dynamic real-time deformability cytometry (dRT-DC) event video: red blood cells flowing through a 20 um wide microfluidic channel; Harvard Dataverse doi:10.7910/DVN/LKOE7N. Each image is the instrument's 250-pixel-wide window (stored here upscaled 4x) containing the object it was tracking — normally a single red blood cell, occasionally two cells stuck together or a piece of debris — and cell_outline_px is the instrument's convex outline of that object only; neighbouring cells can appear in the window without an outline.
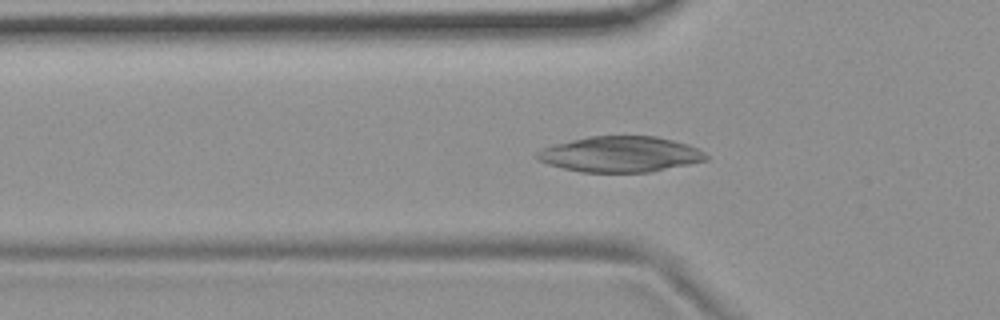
{"species": "common noctule bat (a hibernating species)", "species_latin": "Nyctalus noctula", "temperature_condition": "room temperature", "stored_images_in_passage": 54, "camera_frame_rate_fps": 3000, "um_per_image_px": 0.085, "animal": {"sex": "female", "body_mass_g": 19.9}, "frame": {"image": 1, "passage_image": 18, "time_ms": 5.667, "image_size_px": [1000, 320], "cell_outline_px": [[708, 160], [652, 172], [580, 172], [548, 164], [536, 160], [536, 152], [552, 144], [588, 136], [656, 136], [688, 144], [704, 152], [708, 156]], "centroid_in_image_um": [52.72, 13.11], "position_along_channel_um": 73.1, "area_um2": 35.26}}
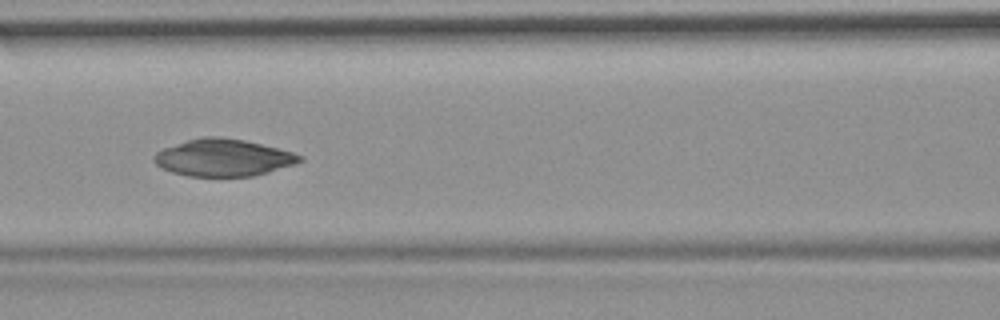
{"frame": {"image": 2, "passage_image": 24, "time_ms": 7.667, "image_size_px": [1000, 320], "cell_outline_px": [[304, 160], [296, 164], [268, 172], [252, 176], [188, 176], [172, 172], [160, 168], [152, 160], [152, 156], [156, 152], [164, 148], [200, 136], [220, 136], [244, 140], [292, 152], [304, 156]], "centroid_in_image_um": [18.96, 13.4], "position_along_channel_um": 147.6, "area_um2": 31.56}}
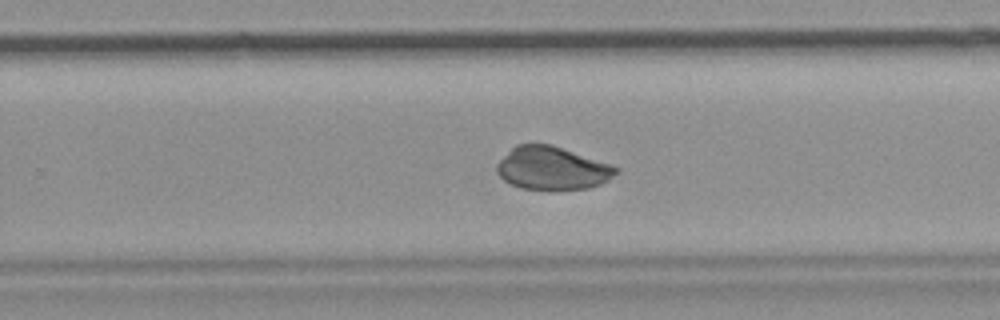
{"frame": {"image": 3, "passage_image": 35, "time_ms": 11.333, "image_size_px": [1000, 320], "cell_outline_px": [[620, 172], [608, 180], [600, 184], [588, 188], [520, 188], [504, 180], [496, 172], [496, 164], [516, 144], [552, 144], [612, 164], [620, 168]], "centroid_in_image_um": [46.97, 14.27], "position_along_channel_um": 282.8, "area_um2": 29.65}}